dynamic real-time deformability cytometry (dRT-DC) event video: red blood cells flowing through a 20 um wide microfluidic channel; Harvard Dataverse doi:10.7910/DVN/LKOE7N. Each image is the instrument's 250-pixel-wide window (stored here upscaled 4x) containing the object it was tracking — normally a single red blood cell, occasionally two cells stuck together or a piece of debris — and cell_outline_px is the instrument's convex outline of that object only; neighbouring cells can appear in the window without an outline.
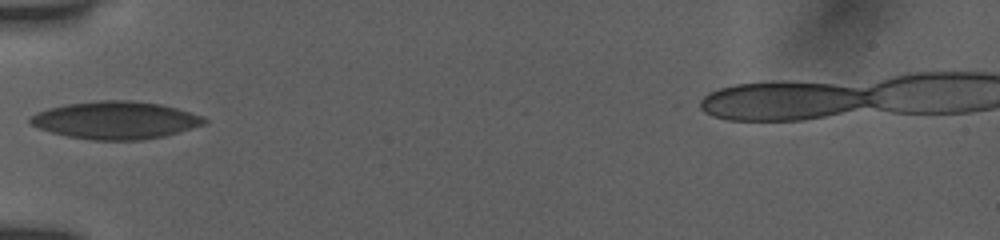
{"species": "human", "species_latin": "Homo sapiens", "temperature_condition": "room temperature", "stored_images_in_passage": 33, "camera_frame_rate_fps": 3000, "um_per_image_px": 0.085, "donor": {"sex": "female"}, "frame": {"image": 1, "passage_image": 1, "time_ms": 0.0, "image_size_px": [1000, 240], "cell_outline_px": [[208, 120], [204, 124], [164, 136], [144, 140], [92, 140], [68, 136], [52, 132], [40, 128], [32, 124], [28, 120], [32, 116], [48, 108], [68, 104], [100, 100], [132, 100], [160, 104], [176, 108], [200, 116]], "centroid_in_image_um": [9.83, 10.22], "position_along_channel_um": 75.2, "area_um2": 37.63}}
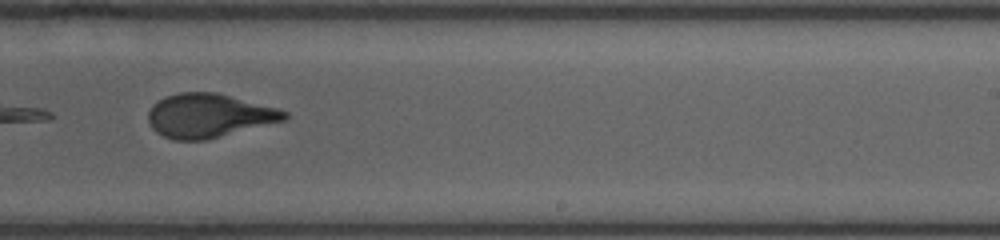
{"frame": {"image": 2, "passage_image": 16, "time_ms": 5.0, "image_size_px": [1000, 240], "cell_outline_px": [[288, 116], [284, 120], [204, 140], [172, 140], [156, 132], [152, 128], [148, 120], [148, 112], [152, 104], [168, 96], [180, 92], [216, 92], [276, 108], [288, 112]], "centroid_in_image_um": [17.71, 9.83], "position_along_channel_um": 271.3, "area_um2": 34.33}}
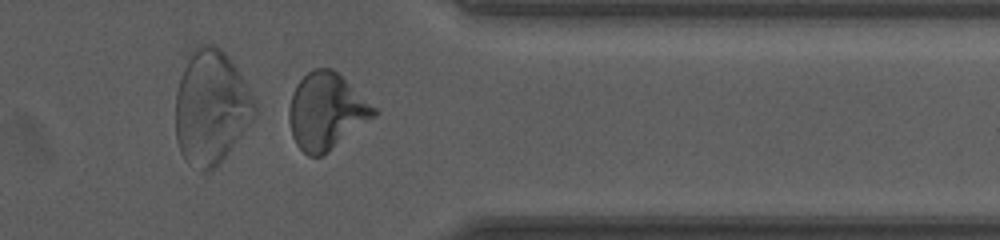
{"frame": {"image": 3, "passage_image": 25, "time_ms": 8.0, "image_size_px": [1000, 240], "cell_outline_px": [[380, 112], [376, 116], [328, 152], [320, 156], [308, 156], [296, 144], [292, 136], [288, 120], [288, 108], [292, 92], [296, 84], [308, 72], [316, 68], [332, 68], [376, 108]], "centroid_in_image_um": [27.71, 9.47], "position_along_channel_um": 383.7, "area_um2": 37.69}, "authors_computed_cell_mechanics": {"area_um2": 35.3736, "velocity_mm_per_s": 3.9083, "shape_relaxation_time_tau1_ms": 4.1501, "shape_relaxation_time_tau2_ms": 1.1933, "deformation_change_tau1": 0.1426, "deformation_change_tau2": 0.0681}}